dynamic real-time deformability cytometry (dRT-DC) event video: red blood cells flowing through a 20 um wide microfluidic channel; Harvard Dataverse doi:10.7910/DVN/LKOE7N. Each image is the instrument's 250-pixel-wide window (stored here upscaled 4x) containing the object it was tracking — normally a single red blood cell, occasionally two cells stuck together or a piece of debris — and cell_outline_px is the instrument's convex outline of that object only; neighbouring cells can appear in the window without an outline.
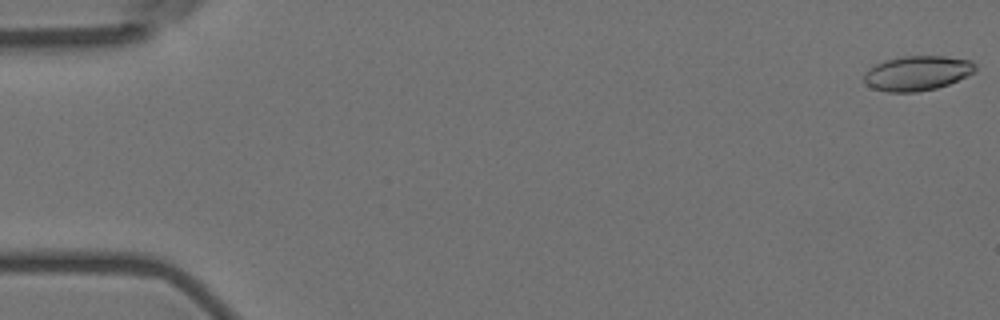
{"species": "Egyptian fruit bat (a non-hibernating species)", "species_latin": "Rousettus aegyptiacus", "temperature_condition": "room temperature", "stored_images_in_passage": 57, "camera_frame_rate_fps": 3000, "um_per_image_px": 0.085, "animal": {"sex": "female"}, "frame": {"image": 1, "passage_image": 1, "time_ms": 0.0, "image_size_px": [1000, 320], "cell_outline_px": [[976, 72], [948, 84], [936, 88], [916, 92], [888, 92], [872, 88], [864, 80], [864, 76], [876, 64], [884, 60], [900, 56], [944, 56], [972, 60], [976, 64]], "centroid_in_image_um": [78.02, 6.21], "position_along_channel_um": 7.0, "area_um2": 22.43}}
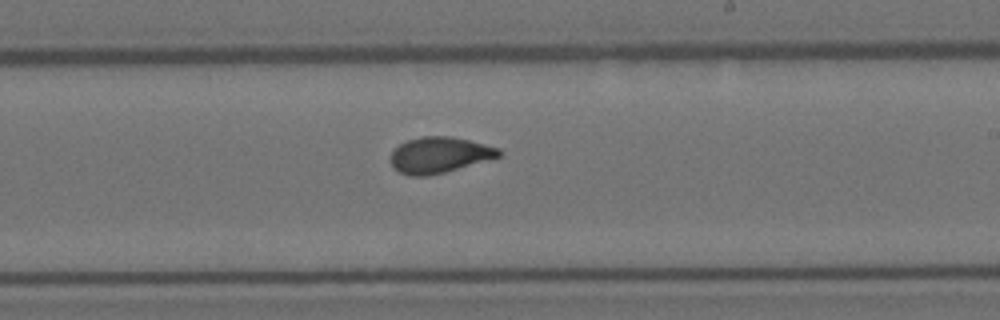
{"frame": {"image": 2, "passage_image": 34, "time_ms": 11.0, "image_size_px": [1000, 320], "cell_outline_px": [[500, 156], [444, 172], [428, 176], [408, 176], [392, 168], [392, 152], [400, 144], [408, 140], [420, 136], [448, 136], [468, 140], [500, 148]], "centroid_in_image_um": [37.31, 13.17], "position_along_channel_um": 251.7, "area_um2": 22.31}}
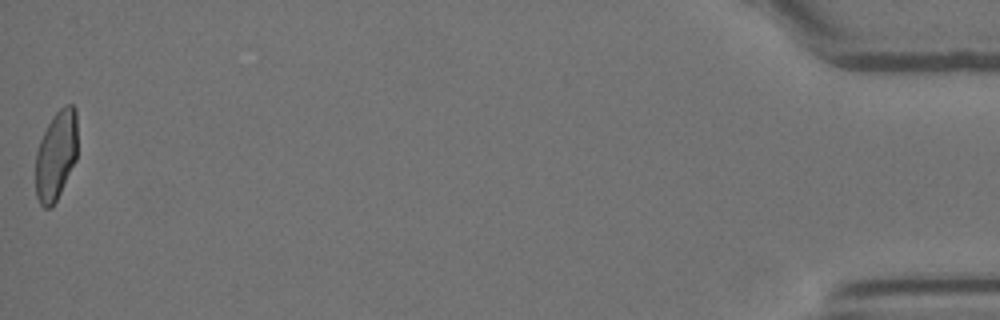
{"frame": {"image": 3, "passage_image": 57, "time_ms": 18.667, "image_size_px": [1000, 320], "cell_outline_px": [[76, 160], [52, 208], [44, 208], [40, 204], [36, 196], [36, 152], [40, 140], [52, 116], [64, 104], [72, 104], [76, 108]], "centroid_in_image_um": [4.76, 13.19], "position_along_channel_um": 430.4, "area_um2": 21.73}, "authors_computed_cell_mechanics": {"area_um2": 22.4264, "velocity_mm_per_s": 3.5891, "shape_relaxation_time_tau1_ms": 6.085, "shape_relaxation_time_tau2_ms": 0.7727, "deformation_change_tau1": 0.1747, "deformation_change_tau2": 0.056}}